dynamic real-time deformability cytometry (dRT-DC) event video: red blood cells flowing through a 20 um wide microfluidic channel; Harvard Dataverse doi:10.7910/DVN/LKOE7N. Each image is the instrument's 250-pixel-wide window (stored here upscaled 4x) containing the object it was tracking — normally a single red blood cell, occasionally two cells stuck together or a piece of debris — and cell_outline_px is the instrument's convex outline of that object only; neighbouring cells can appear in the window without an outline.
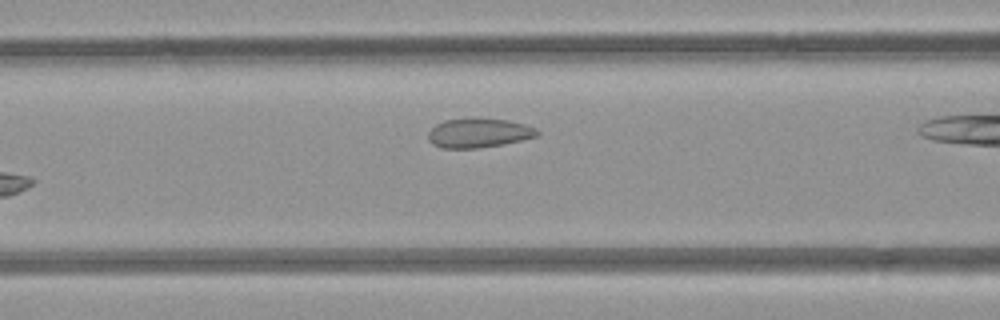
{"species": "common noctule bat (a hibernating species)", "species_latin": "Nyctalus noctula", "temperature_condition": "room temperature", "stored_images_in_passage": 4, "camera_frame_rate_fps": 3000, "um_per_image_px": 0.085, "animal": {"sex": "female", "body_mass_g": 21.9}, "frame": {"image": 1, "passage_image": 3, "time_ms": 2.333, "image_size_px": [1000, 320], "cell_outline_px": [[540, 132], [536, 136], [504, 144], [476, 148], [444, 148], [432, 144], [428, 140], [428, 132], [436, 124], [444, 120], [476, 116], [508, 120], [524, 124], [536, 128]], "centroid_in_image_um": [40.67, 11.27], "position_along_channel_um": 125.9, "area_um2": 18.96}}